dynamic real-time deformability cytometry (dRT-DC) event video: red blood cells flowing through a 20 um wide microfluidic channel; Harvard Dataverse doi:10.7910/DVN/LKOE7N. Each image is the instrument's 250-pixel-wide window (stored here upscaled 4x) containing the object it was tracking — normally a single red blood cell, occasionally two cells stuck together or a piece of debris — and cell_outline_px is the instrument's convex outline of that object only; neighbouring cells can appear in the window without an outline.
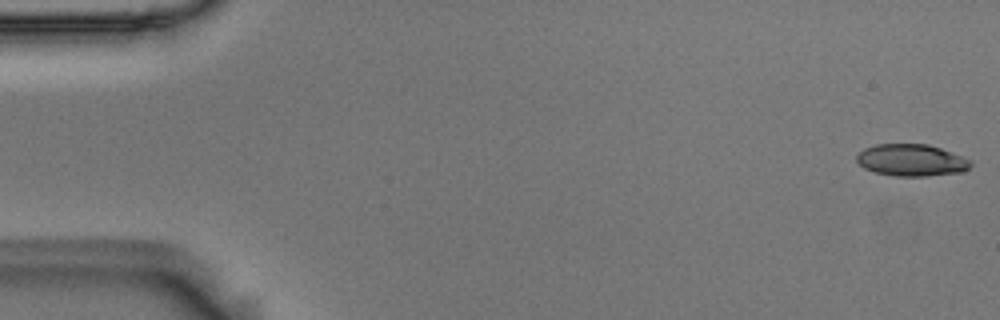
{"species": "Egyptian fruit bat (a non-hibernating species)", "species_latin": "Rousettus aegyptiacus", "temperature_condition": "room temperature", "stored_images_in_passage": 55, "camera_frame_rate_fps": 3000, "um_per_image_px": 0.085, "animal": {"sex": "male"}, "frame": {"image": 1, "passage_image": 1, "time_ms": 0.0, "image_size_px": [1000, 320], "cell_outline_px": [[972, 164], [968, 168], [960, 172], [928, 176], [896, 176], [876, 172], [864, 168], [856, 160], [856, 156], [864, 148], [876, 144], [928, 144], [952, 152], [972, 160]], "centroid_in_image_um": [77.48, 13.61], "position_along_channel_um": 7.5, "area_um2": 21.15}}
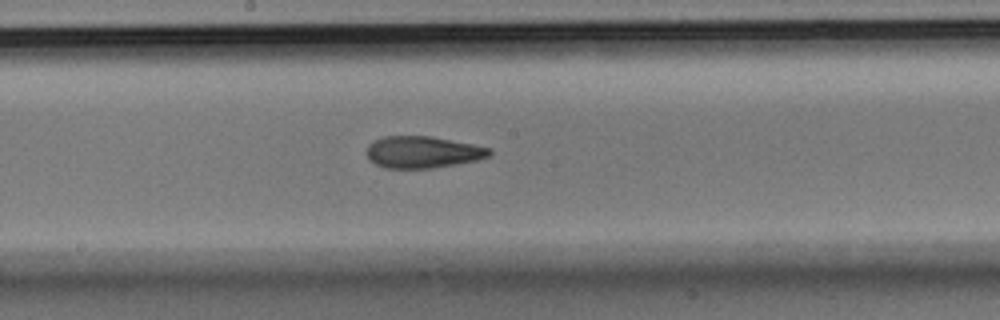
{"frame": {"image": 2, "passage_image": 29, "time_ms": 9.333, "image_size_px": [1000, 320], "cell_outline_px": [[492, 152], [488, 156], [476, 160], [432, 168], [384, 168], [368, 160], [368, 144], [372, 140], [384, 136], [432, 136], [492, 148]], "centroid_in_image_um": [35.9, 12.92], "position_along_channel_um": 212.3, "area_um2": 22.72}}
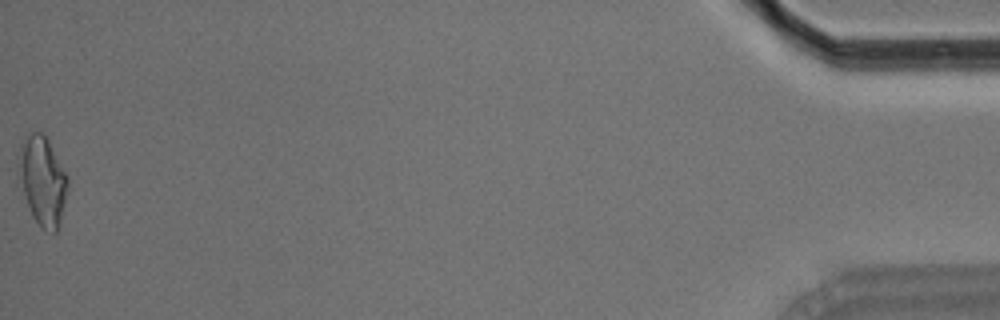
{"frame": {"image": 3, "passage_image": 55, "time_ms": 18.0, "image_size_px": [1000, 320], "cell_outline_px": [[68, 188], [56, 236], [40, 228], [32, 216], [16, 172], [16, 168], [20, 144], [32, 132], [40, 132], [48, 140], [68, 176]], "centroid_in_image_um": [3.6, 15.4], "position_along_channel_um": 431.6, "area_um2": 25.66}, "authors_computed_cell_mechanics": {"area_um2": 22.831, "velocity_mm_per_s": 3.6714, "shape_relaxation_time_tau1_ms": 7.8038, "shape_relaxation_time_tau2_ms": 2.8969, "deformation_change_tau1": 0.2014, "deformation_change_tau2": 0.1039}}